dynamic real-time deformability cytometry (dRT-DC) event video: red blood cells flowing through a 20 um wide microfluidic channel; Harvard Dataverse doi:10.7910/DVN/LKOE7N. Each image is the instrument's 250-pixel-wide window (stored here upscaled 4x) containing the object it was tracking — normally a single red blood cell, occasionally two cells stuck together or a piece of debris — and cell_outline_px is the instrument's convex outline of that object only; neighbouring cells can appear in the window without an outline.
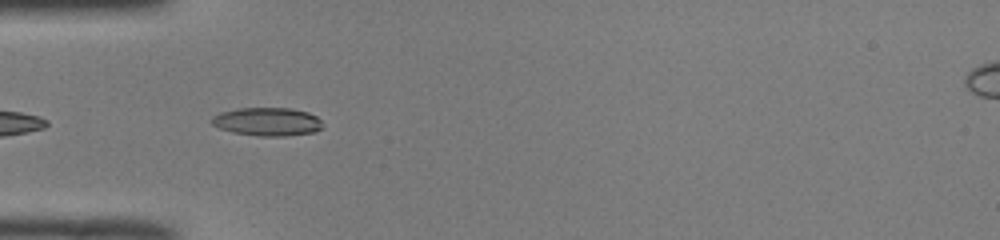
{"species": "common noctule bat (a hibernating species)", "species_latin": "Nyctalus noctula", "temperature_condition": "room temperature", "stored_images_in_passage": 5, "camera_frame_rate_fps": 3000, "um_per_image_px": 0.085, "animal": {"sex": "male", "body_mass_g": 19.0, "forearm_length_mm": 50.8}, "frame": {"image": 1, "passage_image": 3, "time_ms": 0.667, "image_size_px": [1000, 240], "cell_outline_px": [[324, 128], [316, 132], [284, 136], [256, 136], [232, 132], [220, 128], [212, 124], [212, 116], [220, 112], [240, 108], [288, 108], [308, 112], [316, 116], [324, 124]], "centroid_in_image_um": [22.76, 10.35], "position_along_channel_um": 62.2, "area_um2": 18.44}}